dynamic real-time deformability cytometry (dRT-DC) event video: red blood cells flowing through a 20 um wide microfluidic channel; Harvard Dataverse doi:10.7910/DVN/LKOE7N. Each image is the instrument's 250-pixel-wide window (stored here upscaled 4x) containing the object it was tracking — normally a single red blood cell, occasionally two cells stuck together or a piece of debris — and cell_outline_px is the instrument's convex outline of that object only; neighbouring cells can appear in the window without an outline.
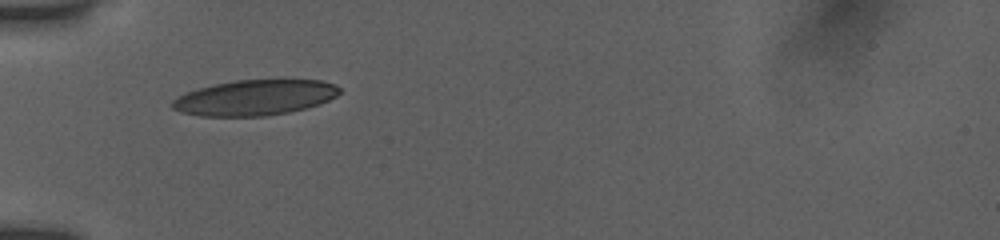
{"species": "human", "species_latin": "Homo sapiens", "temperature_condition": "room temperature", "stored_images_in_passage": 4, "camera_frame_rate_fps": 3000, "um_per_image_px": 0.085, "donor": {"sex": "female"}, "frame": {"image": 1, "passage_image": 1, "time_ms": 0.0, "image_size_px": [1000, 240], "cell_outline_px": [[340, 92], [336, 96], [320, 104], [288, 112], [264, 116], [200, 116], [180, 112], [172, 108], [172, 100], [188, 92], [200, 88], [216, 84], [236, 80], [276, 76], [280, 76], [320, 80], [336, 84], [340, 88]], "centroid_in_image_um": [21.75, 8.24], "position_along_channel_um": 63.3, "area_um2": 35.55}}
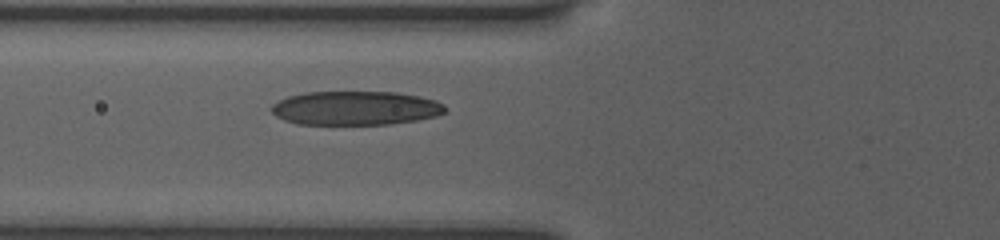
{"frame": {"image": 2, "passage_image": 2, "time_ms": 1.0, "image_size_px": [1000, 240], "cell_outline_px": [[444, 112], [436, 116], [416, 120], [392, 124], [296, 124], [284, 120], [276, 116], [268, 108], [272, 104], [288, 96], [304, 92], [396, 92], [420, 96], [436, 100], [444, 104]], "centroid_in_image_um": [30.19, 9.18], "position_along_channel_um": 95.6, "area_um2": 34.51}}
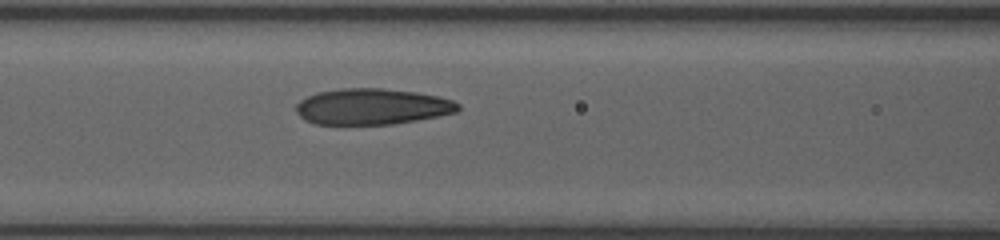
{"frame": {"image": 3, "passage_image": 4, "time_ms": 2.0, "image_size_px": [1000, 240], "cell_outline_px": [[460, 108], [456, 112], [416, 120], [392, 124], [316, 124], [304, 120], [296, 112], [296, 104], [300, 100], [316, 92], [340, 88], [384, 88], [416, 92], [436, 96], [452, 100], [460, 104]], "centroid_in_image_um": [31.59, 9.05], "position_along_channel_um": 135.0, "area_um2": 33.99}}